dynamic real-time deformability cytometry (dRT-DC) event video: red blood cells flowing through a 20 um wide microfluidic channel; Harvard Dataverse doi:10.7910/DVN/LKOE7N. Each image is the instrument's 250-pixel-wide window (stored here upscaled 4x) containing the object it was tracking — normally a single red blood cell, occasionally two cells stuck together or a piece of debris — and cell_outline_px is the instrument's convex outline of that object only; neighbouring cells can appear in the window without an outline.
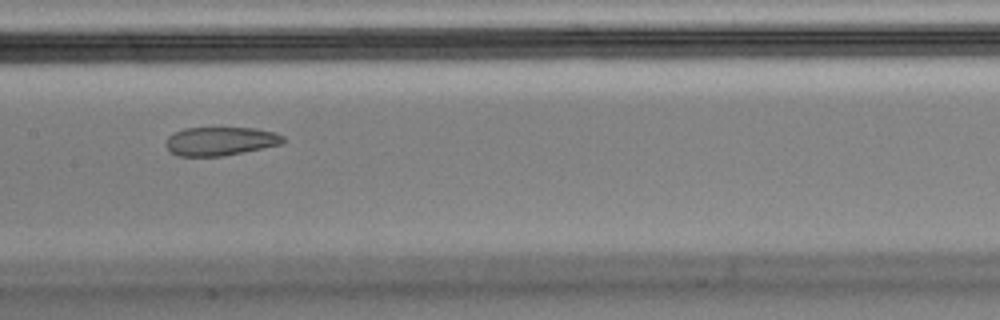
{"species": "Egyptian fruit bat (a non-hibernating species)", "species_latin": "Rousettus aegyptiacus", "temperature_condition": "cold", "stored_images_in_passage": 7, "camera_frame_rate_fps": 3000, "um_per_image_px": 0.085, "animal": {"sex": "male"}, "frame": {"image": 1, "passage_image": 4, "time_ms": 1.0, "image_size_px": [1000, 320], "cell_outline_px": [[284, 140], [280, 144], [224, 156], [176, 156], [164, 144], [168, 136], [184, 128], [256, 128], [272, 132], [284, 136]], "centroid_in_image_um": [18.69, 12.0], "position_along_channel_um": 188.7, "area_um2": 19.36}}
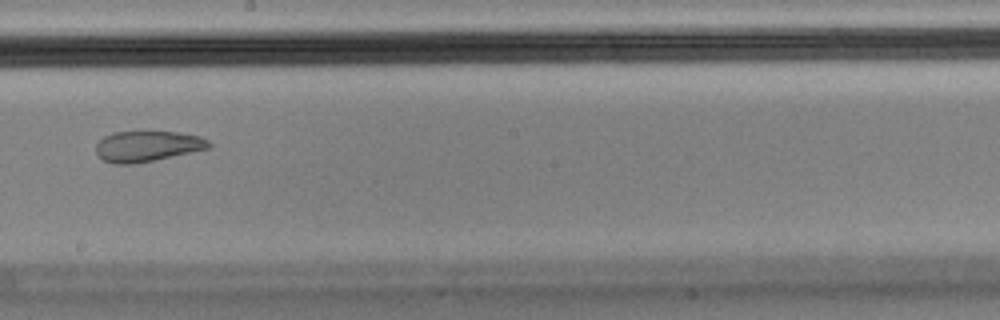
{"frame": {"image": 2, "passage_image": 5, "time_ms": 1.333, "image_size_px": [1000, 320], "cell_outline_px": [[212, 144], [208, 148], [152, 160], [132, 164], [112, 164], [96, 156], [96, 144], [104, 136], [112, 132], [176, 132], [200, 136], [208, 140]], "centroid_in_image_um": [12.47, 12.43], "position_along_channel_um": 235.7, "area_um2": 19.94}}